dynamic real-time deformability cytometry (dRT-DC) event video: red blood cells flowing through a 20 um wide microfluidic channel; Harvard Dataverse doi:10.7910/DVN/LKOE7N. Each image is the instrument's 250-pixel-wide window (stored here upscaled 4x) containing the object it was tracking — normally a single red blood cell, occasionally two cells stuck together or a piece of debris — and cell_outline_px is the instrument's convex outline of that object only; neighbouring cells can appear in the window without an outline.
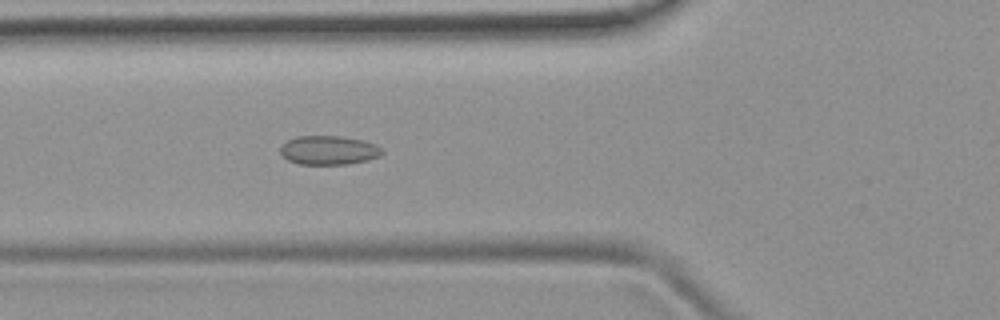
{"species": "common noctule bat (a hibernating species)", "species_latin": "Nyctalus noctula", "temperature_condition": "room temperature", "stored_images_in_passage": 51, "camera_frame_rate_fps": 3000, "um_per_image_px": 0.085, "animal": {"sex": "female", "body_mass_g": 19.9}, "frame": {"image": 1, "passage_image": 18, "time_ms": 5.667, "image_size_px": [1000, 320], "cell_outline_px": [[384, 152], [380, 156], [368, 160], [348, 164], [300, 164], [288, 160], [280, 152], [280, 148], [288, 140], [296, 136], [340, 136], [364, 140], [376, 144]], "centroid_in_image_um": [27.97, 12.76], "position_along_channel_um": 97.8, "area_um2": 17.17}}
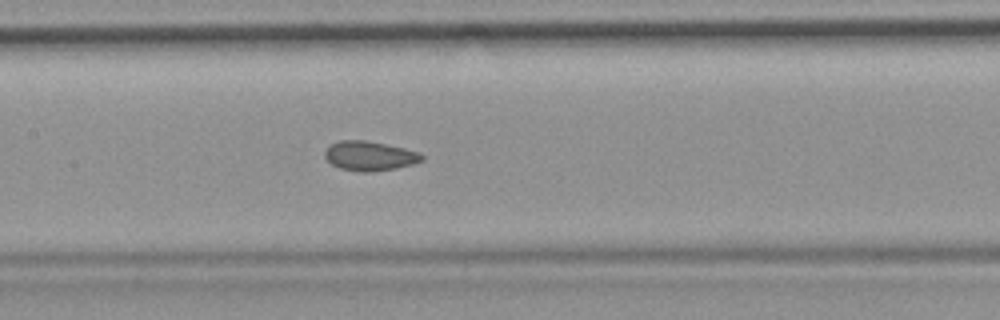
{"frame": {"image": 2, "passage_image": 24, "time_ms": 7.667, "image_size_px": [1000, 320], "cell_outline_px": [[424, 160], [412, 164], [396, 168], [372, 172], [360, 172], [340, 168], [332, 164], [324, 156], [324, 152], [332, 144], [340, 140], [364, 140], [404, 148], [420, 152], [424, 156]], "centroid_in_image_um": [31.44, 13.26], "position_along_channel_um": 176.0, "area_um2": 16.59}}
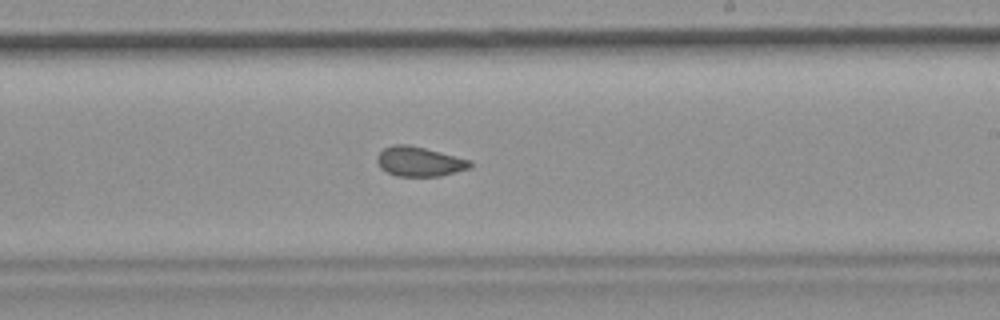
{"frame": {"image": 3, "passage_image": 30, "time_ms": 9.667, "image_size_px": [1000, 320], "cell_outline_px": [[472, 168], [440, 176], [396, 176], [380, 168], [376, 160], [376, 156], [384, 148], [392, 144], [408, 144], [472, 160]], "centroid_in_image_um": [35.65, 13.73], "position_along_channel_um": 253.4, "area_um2": 16.18}, "authors_computed_cell_mechanics": {"area_um2": 17.1666, "velocity_mm_per_s": 3.8936, "shape_relaxation_time_tau1_ms": null, "shape_relaxation_time_tau2_ms": 1.55, "deformation_change_tau1": null, "deformation_change_tau2": 0.0774}}